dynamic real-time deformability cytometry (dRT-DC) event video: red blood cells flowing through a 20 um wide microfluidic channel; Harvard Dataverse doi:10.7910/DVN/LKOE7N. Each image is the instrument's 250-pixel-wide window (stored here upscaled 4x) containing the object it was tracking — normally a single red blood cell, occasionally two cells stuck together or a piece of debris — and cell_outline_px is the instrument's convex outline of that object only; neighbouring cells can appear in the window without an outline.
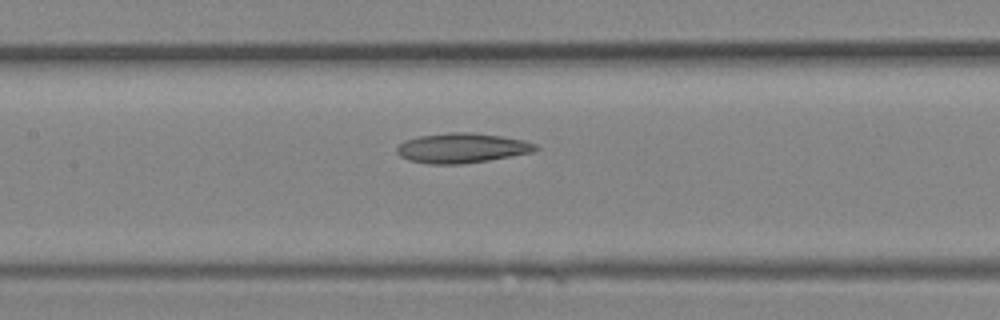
{"species": "Egyptian fruit bat (a non-hibernating species)", "species_latin": "Rousettus aegyptiacus", "temperature_condition": "room temperature", "stored_images_in_passage": 15, "camera_frame_rate_fps": 3000, "um_per_image_px": 0.085, "animal": {"sex": "female"}, "frame": {"image": 1, "passage_image": 13, "time_ms": 4.0, "image_size_px": [1000, 320], "cell_outline_px": [[540, 148], [532, 152], [512, 156], [488, 160], [460, 164], [428, 164], [408, 160], [400, 156], [396, 152], [396, 148], [404, 140], [420, 136], [452, 132], [468, 132], [500, 136], [524, 140], [536, 144]], "centroid_in_image_um": [39.25, 12.59], "position_along_channel_um": 168.2, "area_um2": 24.04}}
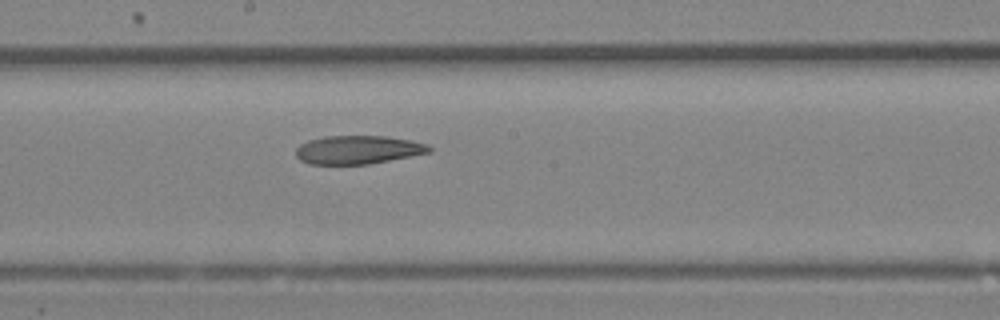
{"frame": {"image": 2, "passage_image": 15, "time_ms": 4.667, "image_size_px": [1000, 320], "cell_outline_px": [[432, 152], [412, 156], [368, 164], [308, 164], [300, 160], [296, 156], [296, 148], [300, 144], [308, 140], [324, 136], [388, 136], [412, 140], [428, 144], [432, 148]], "centroid_in_image_um": [30.45, 12.72], "position_along_channel_um": 217.8, "area_um2": 22.31}}